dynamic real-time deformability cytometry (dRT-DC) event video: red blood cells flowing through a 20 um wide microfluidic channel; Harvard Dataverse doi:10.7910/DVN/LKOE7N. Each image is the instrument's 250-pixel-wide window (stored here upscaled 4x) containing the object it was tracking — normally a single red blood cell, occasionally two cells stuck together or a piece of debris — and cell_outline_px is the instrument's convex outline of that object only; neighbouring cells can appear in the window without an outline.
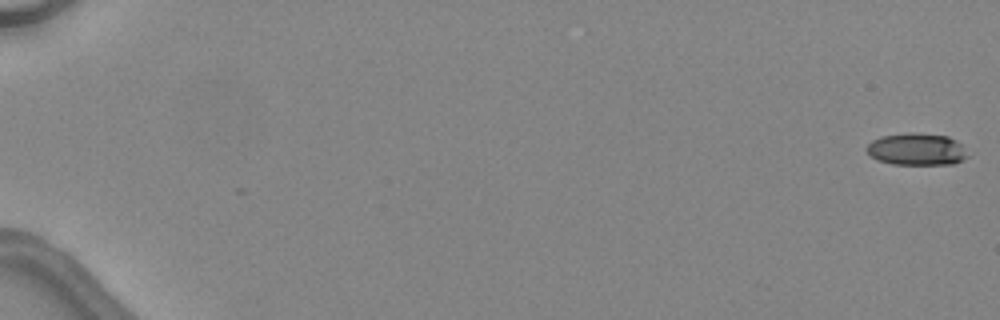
{"species": "common noctule bat (a hibernating species)", "species_latin": "Nyctalus noctula", "temperature_condition": "warm", "stored_images_in_passage": 48, "camera_frame_rate_fps": 3000, "um_per_image_px": 0.085, "animal": {"sex": "female", "body_mass_g": 24.6, "forearm_length_mm": 56.2}, "frame": {"image": 1, "passage_image": 1, "time_ms": 0.0, "image_size_px": [1000, 320], "cell_outline_px": [[968, 156], [952, 164], [892, 164], [876, 160], [864, 148], [872, 140], [880, 136], [912, 132], [948, 136], [956, 140], [960, 144]], "centroid_in_image_um": [77.86, 12.68], "position_along_channel_um": 7.1, "area_um2": 18.79}}
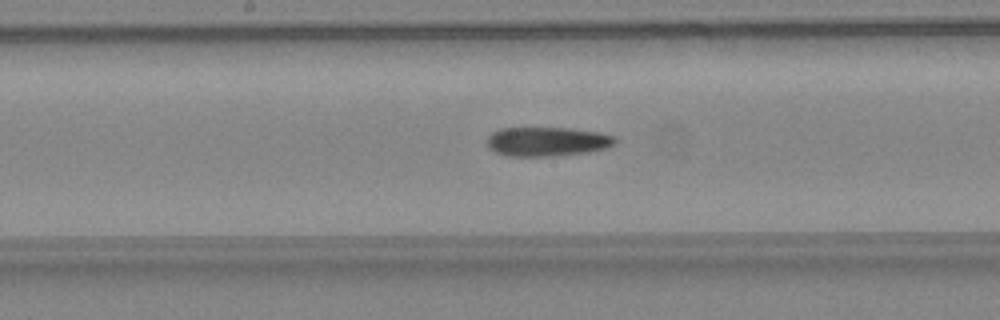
{"frame": {"image": 2, "passage_image": 28, "time_ms": 9.0, "image_size_px": [1000, 320], "cell_outline_px": [[616, 144], [608, 148], [588, 152], [548, 156], [508, 156], [496, 152], [488, 148], [488, 136], [492, 132], [500, 128], [568, 128], [600, 132], [616, 136]], "centroid_in_image_um": [46.54, 12.03], "position_along_channel_um": 201.7, "area_um2": 21.91}}
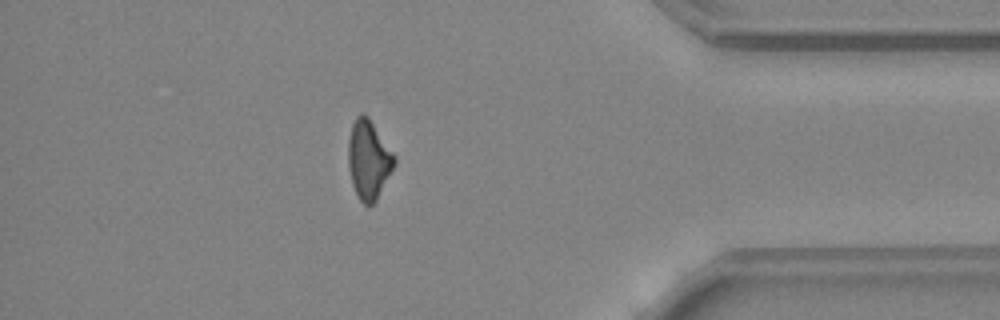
{"frame": {"image": 3, "passage_image": 43, "time_ms": 14.0, "image_size_px": [1000, 320], "cell_outline_px": [[396, 164], [376, 200], [368, 208], [356, 196], [352, 184], [348, 168], [348, 140], [352, 124], [356, 116], [360, 112], [364, 112], [368, 116], [396, 156]], "centroid_in_image_um": [31.33, 13.57], "position_along_channel_um": 403.9, "area_um2": 21.56}, "authors_computed_cell_mechanics": {"area_um2": 21.5305, "velocity_mm_per_s": 4.6004, "shape_relaxation_time_tau1_ms": 8.0434, "shape_relaxation_time_tau2_ms": 7.9009, "deformation_change_tau1": 0.2174, "deformation_change_tau2": 0.2504}}